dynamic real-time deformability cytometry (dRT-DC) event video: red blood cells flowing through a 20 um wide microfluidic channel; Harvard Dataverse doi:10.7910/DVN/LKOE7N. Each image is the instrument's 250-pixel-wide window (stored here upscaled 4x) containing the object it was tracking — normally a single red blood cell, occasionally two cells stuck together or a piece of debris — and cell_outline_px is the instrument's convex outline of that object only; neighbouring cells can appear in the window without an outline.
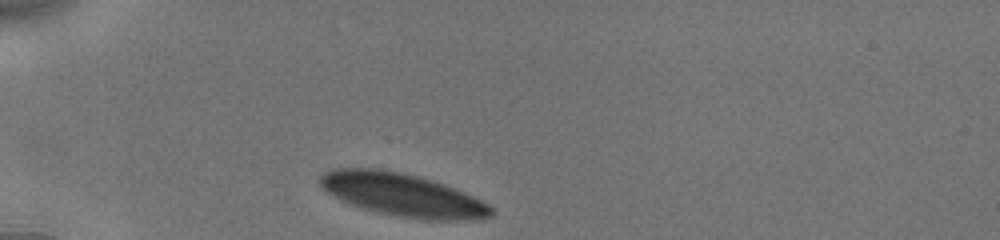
{"species": "human", "species_latin": "Homo sapiens", "temperature_condition": "cold", "stored_images_in_passage": 32, "camera_frame_rate_fps": 3000, "um_per_image_px": 0.085, "donor": {"sex": "male"}, "frame": {"image": 1, "passage_image": 1, "time_ms": 0.0, "image_size_px": [1000, 240], "cell_outline_px": [[492, 216], [468, 220], [424, 220], [396, 216], [376, 212], [340, 200], [332, 196], [320, 184], [320, 176], [324, 172], [336, 168], [372, 168], [400, 172], [432, 180], [444, 184], [472, 196], [488, 204], [492, 208]], "centroid_in_image_um": [34.19, 16.57], "position_along_channel_um": 50.8, "area_um2": 42.43}}
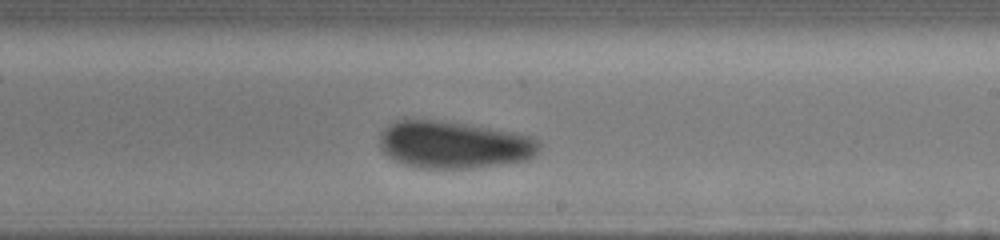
{"frame": {"image": 2, "passage_image": 19, "time_ms": 6.0, "image_size_px": [1000, 240], "cell_outline_px": [[540, 152], [536, 156], [528, 160], [472, 168], [420, 168], [404, 164], [392, 160], [380, 148], [380, 132], [388, 124], [404, 116], [464, 124], [512, 132], [528, 136], [536, 140], [540, 144]], "centroid_in_image_um": [38.51, 12.29], "position_along_channel_um": 250.5, "area_um2": 44.39}}
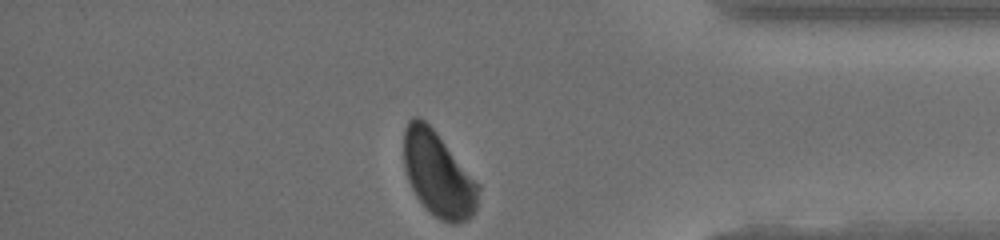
{"frame": {"image": 3, "passage_image": 32, "time_ms": 10.333, "image_size_px": [1000, 240], "cell_outline_px": [[480, 188], [476, 208], [472, 216], [468, 220], [456, 224], [448, 224], [440, 220], [428, 212], [416, 196], [408, 180], [404, 168], [404, 128], [408, 120], [412, 116], [420, 116], [436, 132], [480, 184]], "centroid_in_image_um": [37.24, 14.83], "position_along_channel_um": 398.0, "area_um2": 37.22}, "authors_computed_cell_mechanics": {"area_um2": 44.3615, "velocity_mm_per_s": 3.8057, "shape_relaxation_time_tau1_ms": 3.9473, "shape_relaxation_time_tau2_ms": 0.8063, "deformation_change_tau1": 0.0724, "deformation_change_tau2": 0.0455}}